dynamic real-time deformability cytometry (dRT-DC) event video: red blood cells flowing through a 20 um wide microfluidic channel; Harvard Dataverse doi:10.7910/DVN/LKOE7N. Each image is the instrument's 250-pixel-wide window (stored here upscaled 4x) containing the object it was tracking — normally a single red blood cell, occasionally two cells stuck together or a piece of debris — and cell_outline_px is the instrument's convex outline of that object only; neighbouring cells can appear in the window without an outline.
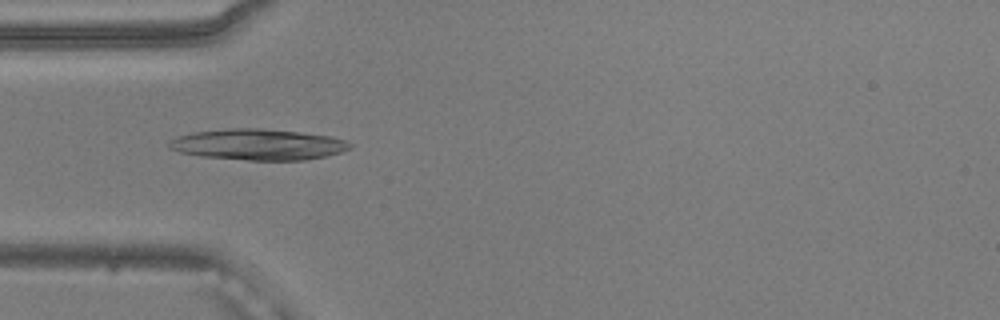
{"species": "common noctule bat (a hibernating species)", "species_latin": "Nyctalus noctula", "temperature_condition": "warm", "stored_images_in_passage": 51, "camera_frame_rate_fps": 3000, "um_per_image_px": 0.085, "animal": {"sex": "male", "body_mass_g": 20.5, "forearm_length_mm": 52.5}, "frame": {"image": 1, "passage_image": 15, "time_ms": 4.667, "image_size_px": [1000, 320], "cell_outline_px": [[352, 148], [328, 156], [304, 160], [248, 160], [200, 156], [180, 152], [168, 148], [168, 144], [172, 140], [180, 136], [196, 132], [228, 128], [260, 128], [332, 136], [344, 140], [352, 144]], "centroid_in_image_um": [21.98, 12.29], "position_along_channel_um": 63.0, "area_um2": 32.48}}
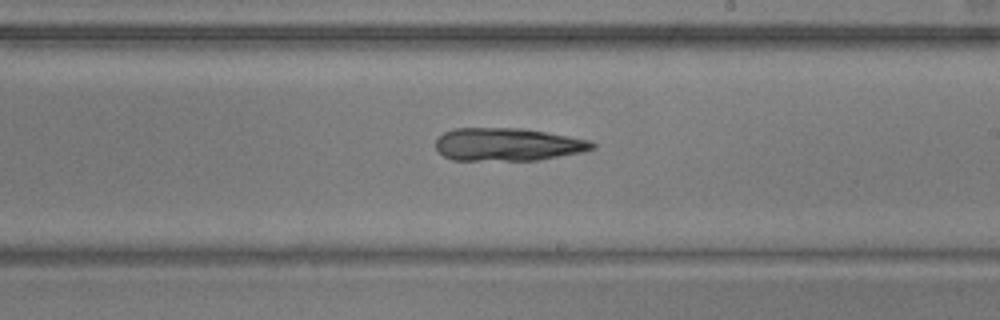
{"frame": {"image": 2, "passage_image": 29, "time_ms": 9.333, "image_size_px": [1000, 320], "cell_outline_px": [[596, 148], [584, 152], [540, 160], [452, 160], [444, 156], [436, 148], [436, 140], [444, 132], [456, 128], [524, 128], [568, 136], [588, 140], [596, 144]], "centroid_in_image_um": [43.18, 12.28], "position_along_channel_um": 245.8, "area_um2": 30.11}}
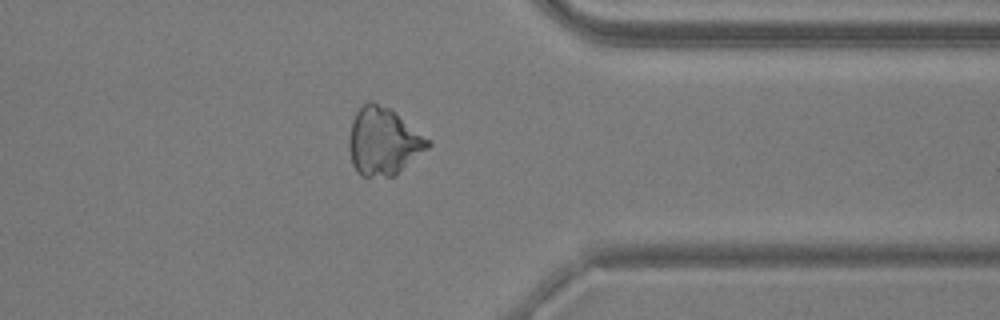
{"frame": {"image": 3, "passage_image": 40, "time_ms": 13.0, "image_size_px": [1000, 320], "cell_outline_px": [[432, 144], [428, 148], [396, 176], [360, 176], [356, 172], [352, 164], [348, 148], [348, 136], [352, 120], [356, 112], [368, 100], [372, 100], [392, 108], [432, 140]], "centroid_in_image_um": [32.6, 12.0], "position_along_channel_um": 378.8, "area_um2": 31.85}}